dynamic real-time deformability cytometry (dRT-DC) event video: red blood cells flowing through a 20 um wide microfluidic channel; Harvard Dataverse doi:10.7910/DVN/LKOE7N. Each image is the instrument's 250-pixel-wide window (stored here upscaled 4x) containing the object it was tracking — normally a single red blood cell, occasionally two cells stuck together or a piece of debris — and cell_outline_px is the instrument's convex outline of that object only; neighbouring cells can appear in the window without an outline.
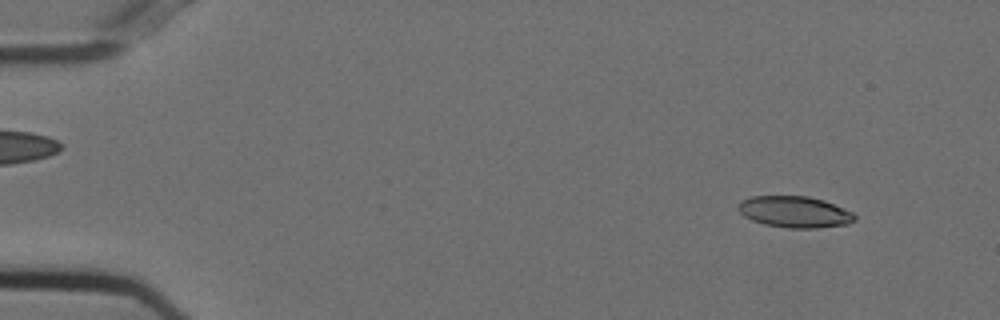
{"species": "Egyptian fruit bat (a non-hibernating species)", "species_latin": "Rousettus aegyptiacus", "temperature_condition": "cold", "stored_images_in_passage": 54, "camera_frame_rate_fps": 3000, "um_per_image_px": 0.085, "animal": {"sex": "female"}, "frame": {"image": 1, "passage_image": 5, "time_ms": 1.333, "image_size_px": [1000, 320], "cell_outline_px": [[856, 220], [848, 224], [816, 228], [788, 228], [764, 224], [752, 220], [744, 216], [736, 208], [744, 200], [752, 196], [808, 196], [824, 200], [852, 212], [856, 216]], "centroid_in_image_um": [67.56, 18.01], "position_along_channel_um": 17.4, "area_um2": 21.21}}
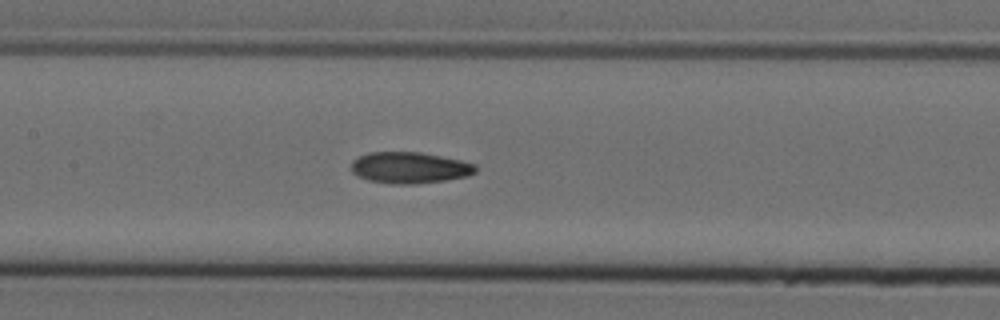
{"frame": {"image": 2, "passage_image": 26, "time_ms": 8.333, "image_size_px": [1000, 320], "cell_outline_px": [[476, 172], [468, 176], [444, 180], [416, 184], [392, 184], [368, 180], [352, 172], [352, 160], [368, 152], [420, 152], [460, 160], [476, 164]], "centroid_in_image_um": [34.82, 14.25], "position_along_channel_um": 172.6, "area_um2": 22.6}}
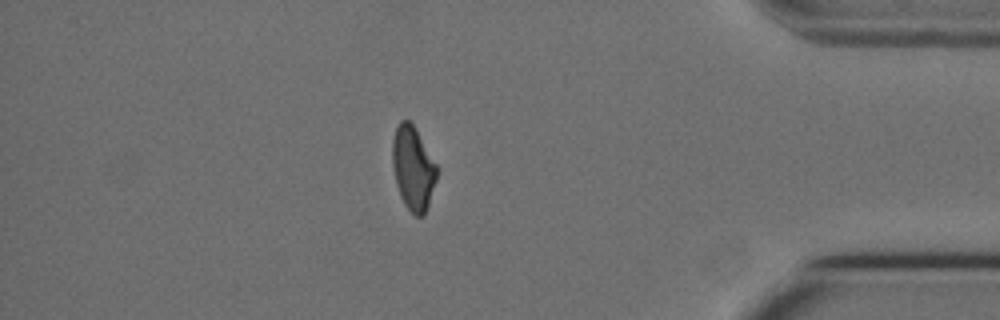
{"frame": {"image": 3, "passage_image": 47, "time_ms": 15.333, "image_size_px": [1000, 320], "cell_outline_px": [[436, 180], [424, 216], [416, 216], [404, 204], [400, 196], [396, 184], [392, 164], [392, 140], [396, 128], [400, 120], [408, 120], [416, 128], [436, 164]], "centroid_in_image_um": [35.09, 14.28], "position_along_channel_um": 400.1, "area_um2": 21.5}, "authors_computed_cell_mechanics": {"area_um2": 22.1952, "velocity_mm_per_s": 3.7249, "shape_relaxation_time_tau1_ms": 10.7457, "shape_relaxation_time_tau2_ms": 3.6858, "deformation_change_tau1": 0.2356, "deformation_change_tau2": 0.1049}}